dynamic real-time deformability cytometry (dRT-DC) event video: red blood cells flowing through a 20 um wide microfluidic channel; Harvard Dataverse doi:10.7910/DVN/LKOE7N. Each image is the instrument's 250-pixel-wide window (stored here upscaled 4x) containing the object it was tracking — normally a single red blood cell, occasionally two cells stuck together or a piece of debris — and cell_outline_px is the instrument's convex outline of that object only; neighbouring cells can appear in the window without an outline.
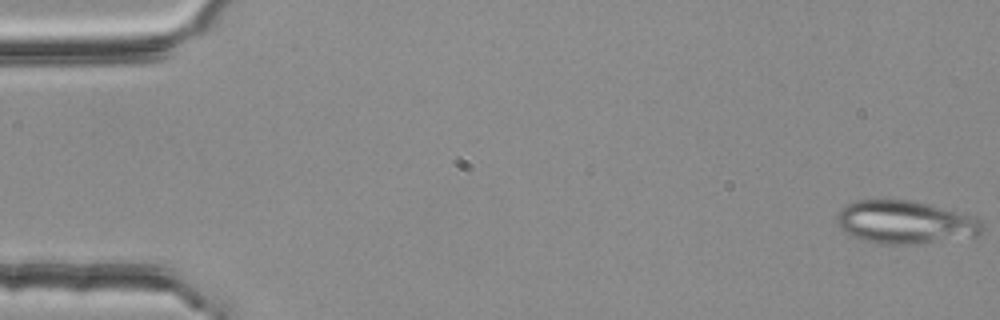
{"species": "common noctule bat (a hibernating species)", "species_latin": "Nyctalus noctula", "temperature_condition": "room temperature", "stored_images_in_passage": 54, "segment_of_instrument_passage": [1, 2], "camera_frame_rate_fps": 3000, "um_per_image_px": 0.085, "animal": {"sex": "female", "body_mass_g": 25.1}, "frame": {"image": 1, "passage_image": 1, "time_ms": 0.0, "image_size_px": [1000, 320], "cell_outline_px": [[984, 228], [980, 236], [916, 244], [876, 244], [852, 236], [844, 232], [836, 224], [836, 216], [840, 208], [856, 200], [912, 200], [976, 216], [984, 224]], "centroid_in_image_um": [76.96, 18.9], "position_along_channel_um": 8.0, "area_um2": 36.99}}